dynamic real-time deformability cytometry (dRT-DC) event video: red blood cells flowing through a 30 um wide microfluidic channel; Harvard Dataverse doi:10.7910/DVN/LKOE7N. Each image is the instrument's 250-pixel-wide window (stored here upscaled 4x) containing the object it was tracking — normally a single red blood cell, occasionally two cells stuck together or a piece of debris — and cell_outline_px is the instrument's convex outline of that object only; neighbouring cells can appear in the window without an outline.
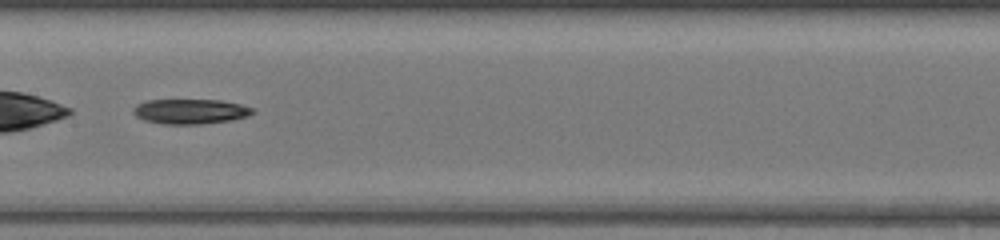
{"species": "common noctule bat (a hibernating species)", "species_latin": "Nyctalus noctula", "temperature_condition": "warm", "stored_images_in_passage": 48, "camera_frame_rate_fps": 3000, "um_per_image_px": 0.085, "animal": {"sex": "female", "body_mass_g": 17.0, "forearm_length_mm": 48.0}, "frame": {"image": 1, "passage_image": 26, "time_ms": 8.333, "image_size_px": [1000, 240], "cell_outline_px": [[252, 112], [248, 116], [232, 120], [200, 124], [164, 124], [144, 120], [136, 116], [132, 112], [132, 108], [136, 104], [148, 100], [220, 100], [240, 104], [252, 108]], "centroid_in_image_um": [16.13, 9.47], "position_along_channel_um": 191.3, "area_um2": 17.28}}